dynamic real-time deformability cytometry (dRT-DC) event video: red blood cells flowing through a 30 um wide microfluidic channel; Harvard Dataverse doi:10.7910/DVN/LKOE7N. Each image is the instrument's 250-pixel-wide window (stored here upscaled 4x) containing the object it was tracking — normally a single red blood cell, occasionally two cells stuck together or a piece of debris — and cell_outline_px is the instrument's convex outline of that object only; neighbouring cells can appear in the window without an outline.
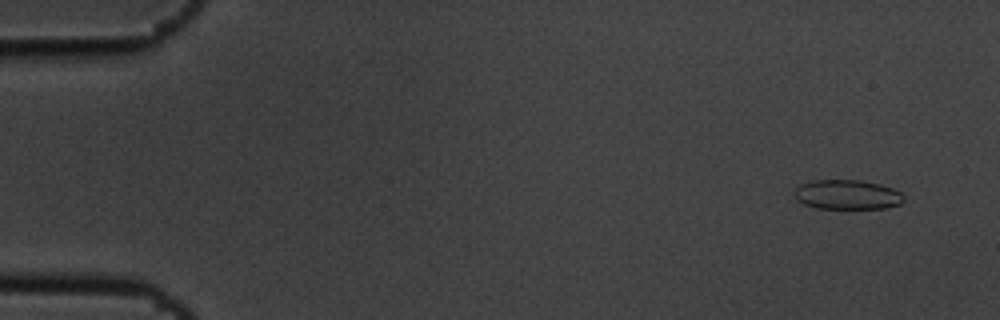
{"species": "common noctule bat (a hibernating species)", "species_latin": "Nyctalus noctula", "temperature_condition": "cold", "stored_images_in_passage": 4, "camera_frame_rate_fps": 3000, "um_per_image_px": 0.085, "animal": {"sex": "male", "body_mass_g": 19.5, "forearm_length_mm": 54.6}, "frame": {"image": 1, "passage_image": 1, "time_ms": 0.0, "image_size_px": [1000, 320], "cell_outline_px": [[904, 200], [900, 204], [884, 208], [816, 208], [804, 204], [796, 200], [792, 192], [800, 184], [812, 180], [860, 180], [880, 184], [892, 188], [900, 192], [904, 196]], "centroid_in_image_um": [71.98, 16.54], "position_along_channel_um": 13.0, "area_um2": 18.96}}